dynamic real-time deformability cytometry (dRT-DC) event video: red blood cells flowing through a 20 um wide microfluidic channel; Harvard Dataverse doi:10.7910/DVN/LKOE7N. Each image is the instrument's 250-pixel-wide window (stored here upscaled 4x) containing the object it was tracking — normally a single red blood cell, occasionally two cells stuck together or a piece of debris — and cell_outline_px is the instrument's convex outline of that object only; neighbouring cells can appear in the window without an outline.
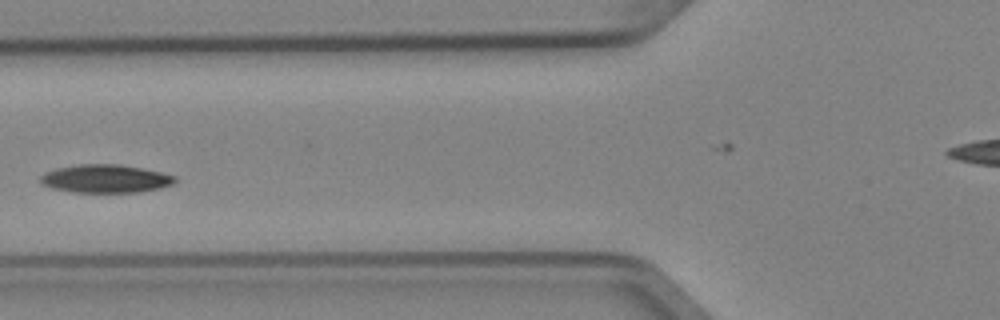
{"species": "Egyptian fruit bat (a non-hibernating species)", "species_latin": "Rousettus aegyptiacus", "temperature_condition": "cold", "stored_images_in_passage": 7, "camera_frame_rate_fps": 3000, "um_per_image_px": 0.085, "animal": {"sex": "female"}, "frame": {"image": 1, "passage_image": 6, "time_ms": 1.667, "image_size_px": [1000, 320], "cell_outline_px": [[176, 180], [172, 184], [160, 188], [140, 192], [72, 192], [52, 188], [40, 184], [40, 176], [44, 172], [56, 168], [80, 164], [116, 164], [140, 168], [160, 172], [176, 176]], "centroid_in_image_um": [8.92, 15.19], "position_along_channel_um": 116.9, "area_um2": 22.08}}